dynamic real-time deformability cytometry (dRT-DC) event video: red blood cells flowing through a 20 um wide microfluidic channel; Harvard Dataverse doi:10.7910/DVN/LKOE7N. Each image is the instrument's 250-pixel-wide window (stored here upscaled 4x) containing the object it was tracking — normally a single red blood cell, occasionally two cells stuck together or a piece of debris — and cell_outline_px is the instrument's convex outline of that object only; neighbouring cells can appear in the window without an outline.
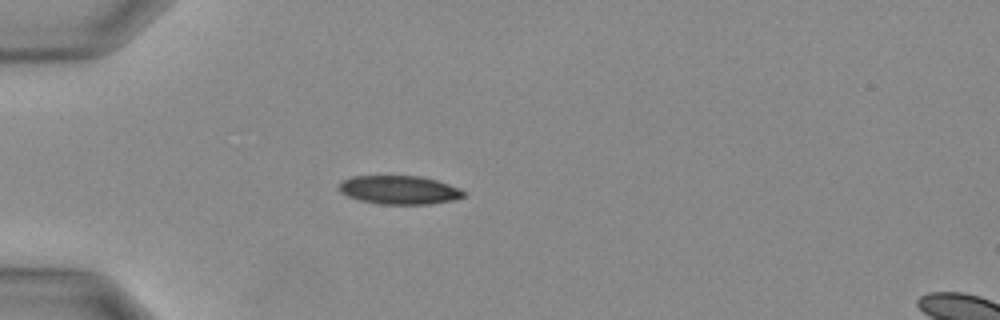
{"species": "Egyptian fruit bat (a non-hibernating species)", "species_latin": "Rousettus aegyptiacus", "temperature_condition": "warm", "stored_images_in_passage": 35, "camera_frame_rate_fps": 3000, "um_per_image_px": 0.085, "animal": {"sex": "female"}, "frame": {"image": 1, "passage_image": 11, "time_ms": 3.333, "image_size_px": [1000, 320], "cell_outline_px": [[464, 196], [452, 200], [428, 204], [380, 204], [360, 200], [348, 196], [340, 192], [340, 184], [344, 180], [352, 176], [420, 176], [436, 180], [460, 188], [464, 192]], "centroid_in_image_um": [33.94, 16.14], "position_along_channel_um": 51.1, "area_um2": 20.52}}
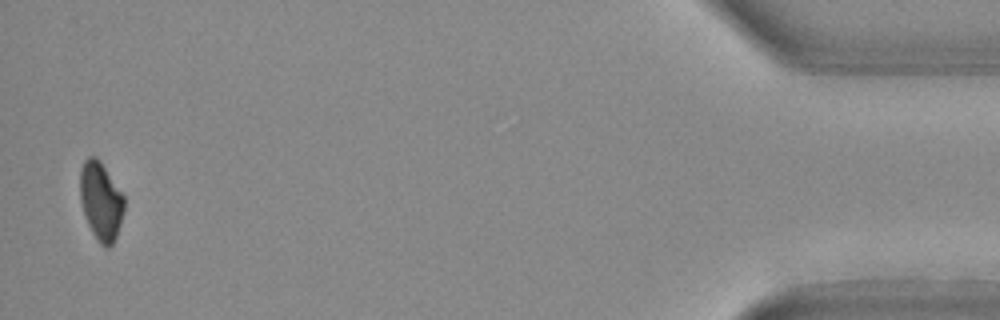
{"frame": {"image": 2, "passage_image": 35, "time_ms": 11.333, "image_size_px": [1000, 320], "cell_outline_px": [[124, 208], [120, 224], [116, 236], [112, 244], [108, 248], [104, 248], [100, 244], [92, 232], [84, 216], [80, 200], [80, 172], [84, 160], [88, 156], [96, 156], [100, 160], [124, 196]], "centroid_in_image_um": [8.56, 17.09], "position_along_channel_um": 426.6, "area_um2": 20.11}}